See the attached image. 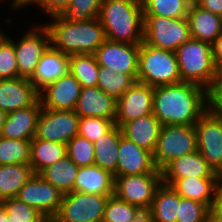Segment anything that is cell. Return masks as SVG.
<instances>
[{
  "label": "cell",
  "mask_w": 222,
  "mask_h": 222,
  "mask_svg": "<svg viewBox=\"0 0 222 222\" xmlns=\"http://www.w3.org/2000/svg\"><path fill=\"white\" fill-rule=\"evenodd\" d=\"M67 155L66 144L48 140L32 139L30 144V166L34 174H40L44 169Z\"/></svg>",
  "instance_id": "obj_27"
},
{
  "label": "cell",
  "mask_w": 222,
  "mask_h": 222,
  "mask_svg": "<svg viewBox=\"0 0 222 222\" xmlns=\"http://www.w3.org/2000/svg\"><path fill=\"white\" fill-rule=\"evenodd\" d=\"M209 108L208 91L194 83L154 87L153 114L161 125H195Z\"/></svg>",
  "instance_id": "obj_1"
},
{
  "label": "cell",
  "mask_w": 222,
  "mask_h": 222,
  "mask_svg": "<svg viewBox=\"0 0 222 222\" xmlns=\"http://www.w3.org/2000/svg\"><path fill=\"white\" fill-rule=\"evenodd\" d=\"M209 108L222 117V81H215L208 91Z\"/></svg>",
  "instance_id": "obj_43"
},
{
  "label": "cell",
  "mask_w": 222,
  "mask_h": 222,
  "mask_svg": "<svg viewBox=\"0 0 222 222\" xmlns=\"http://www.w3.org/2000/svg\"><path fill=\"white\" fill-rule=\"evenodd\" d=\"M141 210L115 195L109 196L102 222H131Z\"/></svg>",
  "instance_id": "obj_38"
},
{
  "label": "cell",
  "mask_w": 222,
  "mask_h": 222,
  "mask_svg": "<svg viewBox=\"0 0 222 222\" xmlns=\"http://www.w3.org/2000/svg\"><path fill=\"white\" fill-rule=\"evenodd\" d=\"M39 92L29 78L0 79V109L7 114L32 106Z\"/></svg>",
  "instance_id": "obj_18"
},
{
  "label": "cell",
  "mask_w": 222,
  "mask_h": 222,
  "mask_svg": "<svg viewBox=\"0 0 222 222\" xmlns=\"http://www.w3.org/2000/svg\"><path fill=\"white\" fill-rule=\"evenodd\" d=\"M139 50L140 44L114 42L106 39L97 48L95 56L99 66L112 68L116 73H128L137 81Z\"/></svg>",
  "instance_id": "obj_14"
},
{
  "label": "cell",
  "mask_w": 222,
  "mask_h": 222,
  "mask_svg": "<svg viewBox=\"0 0 222 222\" xmlns=\"http://www.w3.org/2000/svg\"><path fill=\"white\" fill-rule=\"evenodd\" d=\"M81 89L78 80L68 72L45 87L39 93V98L45 109L75 110Z\"/></svg>",
  "instance_id": "obj_16"
},
{
  "label": "cell",
  "mask_w": 222,
  "mask_h": 222,
  "mask_svg": "<svg viewBox=\"0 0 222 222\" xmlns=\"http://www.w3.org/2000/svg\"><path fill=\"white\" fill-rule=\"evenodd\" d=\"M2 202L12 222H40L44 218L35 208L17 198L5 199Z\"/></svg>",
  "instance_id": "obj_41"
},
{
  "label": "cell",
  "mask_w": 222,
  "mask_h": 222,
  "mask_svg": "<svg viewBox=\"0 0 222 222\" xmlns=\"http://www.w3.org/2000/svg\"><path fill=\"white\" fill-rule=\"evenodd\" d=\"M180 195L163 182L157 188L150 213L153 222H176Z\"/></svg>",
  "instance_id": "obj_29"
},
{
  "label": "cell",
  "mask_w": 222,
  "mask_h": 222,
  "mask_svg": "<svg viewBox=\"0 0 222 222\" xmlns=\"http://www.w3.org/2000/svg\"><path fill=\"white\" fill-rule=\"evenodd\" d=\"M41 109L42 103L39 98L32 106L8 113L1 136L10 139L32 140L36 134Z\"/></svg>",
  "instance_id": "obj_19"
},
{
  "label": "cell",
  "mask_w": 222,
  "mask_h": 222,
  "mask_svg": "<svg viewBox=\"0 0 222 222\" xmlns=\"http://www.w3.org/2000/svg\"><path fill=\"white\" fill-rule=\"evenodd\" d=\"M12 1V6L11 8H17L19 9L20 7L22 8V6H28L29 4H37V6H40L41 8V4H42V0H11Z\"/></svg>",
  "instance_id": "obj_48"
},
{
  "label": "cell",
  "mask_w": 222,
  "mask_h": 222,
  "mask_svg": "<svg viewBox=\"0 0 222 222\" xmlns=\"http://www.w3.org/2000/svg\"><path fill=\"white\" fill-rule=\"evenodd\" d=\"M63 195L39 174H34L19 190L16 198L35 208L44 217H55L60 209Z\"/></svg>",
  "instance_id": "obj_13"
},
{
  "label": "cell",
  "mask_w": 222,
  "mask_h": 222,
  "mask_svg": "<svg viewBox=\"0 0 222 222\" xmlns=\"http://www.w3.org/2000/svg\"><path fill=\"white\" fill-rule=\"evenodd\" d=\"M0 222H12L7 215L5 206L2 201H0Z\"/></svg>",
  "instance_id": "obj_50"
},
{
  "label": "cell",
  "mask_w": 222,
  "mask_h": 222,
  "mask_svg": "<svg viewBox=\"0 0 222 222\" xmlns=\"http://www.w3.org/2000/svg\"><path fill=\"white\" fill-rule=\"evenodd\" d=\"M12 38L7 37L0 45V79L19 77Z\"/></svg>",
  "instance_id": "obj_42"
},
{
  "label": "cell",
  "mask_w": 222,
  "mask_h": 222,
  "mask_svg": "<svg viewBox=\"0 0 222 222\" xmlns=\"http://www.w3.org/2000/svg\"><path fill=\"white\" fill-rule=\"evenodd\" d=\"M122 130L116 124L94 144L95 165L114 174L117 170Z\"/></svg>",
  "instance_id": "obj_28"
},
{
  "label": "cell",
  "mask_w": 222,
  "mask_h": 222,
  "mask_svg": "<svg viewBox=\"0 0 222 222\" xmlns=\"http://www.w3.org/2000/svg\"><path fill=\"white\" fill-rule=\"evenodd\" d=\"M195 3L202 9L222 17V0H196Z\"/></svg>",
  "instance_id": "obj_46"
},
{
  "label": "cell",
  "mask_w": 222,
  "mask_h": 222,
  "mask_svg": "<svg viewBox=\"0 0 222 222\" xmlns=\"http://www.w3.org/2000/svg\"><path fill=\"white\" fill-rule=\"evenodd\" d=\"M69 72V56L51 46L47 48L30 81L40 93L49 84Z\"/></svg>",
  "instance_id": "obj_22"
},
{
  "label": "cell",
  "mask_w": 222,
  "mask_h": 222,
  "mask_svg": "<svg viewBox=\"0 0 222 222\" xmlns=\"http://www.w3.org/2000/svg\"><path fill=\"white\" fill-rule=\"evenodd\" d=\"M40 222H58L55 217H44Z\"/></svg>",
  "instance_id": "obj_53"
},
{
  "label": "cell",
  "mask_w": 222,
  "mask_h": 222,
  "mask_svg": "<svg viewBox=\"0 0 222 222\" xmlns=\"http://www.w3.org/2000/svg\"><path fill=\"white\" fill-rule=\"evenodd\" d=\"M143 42L175 52L192 38L186 17L170 19L155 15H143Z\"/></svg>",
  "instance_id": "obj_6"
},
{
  "label": "cell",
  "mask_w": 222,
  "mask_h": 222,
  "mask_svg": "<svg viewBox=\"0 0 222 222\" xmlns=\"http://www.w3.org/2000/svg\"><path fill=\"white\" fill-rule=\"evenodd\" d=\"M78 170L79 167L66 155L39 175L65 194L74 191Z\"/></svg>",
  "instance_id": "obj_31"
},
{
  "label": "cell",
  "mask_w": 222,
  "mask_h": 222,
  "mask_svg": "<svg viewBox=\"0 0 222 222\" xmlns=\"http://www.w3.org/2000/svg\"><path fill=\"white\" fill-rule=\"evenodd\" d=\"M104 0H71L61 16L68 21H87L98 18Z\"/></svg>",
  "instance_id": "obj_37"
},
{
  "label": "cell",
  "mask_w": 222,
  "mask_h": 222,
  "mask_svg": "<svg viewBox=\"0 0 222 222\" xmlns=\"http://www.w3.org/2000/svg\"><path fill=\"white\" fill-rule=\"evenodd\" d=\"M69 72L82 88L98 86L99 65L95 54L69 55Z\"/></svg>",
  "instance_id": "obj_32"
},
{
  "label": "cell",
  "mask_w": 222,
  "mask_h": 222,
  "mask_svg": "<svg viewBox=\"0 0 222 222\" xmlns=\"http://www.w3.org/2000/svg\"><path fill=\"white\" fill-rule=\"evenodd\" d=\"M215 81H222V63L216 68Z\"/></svg>",
  "instance_id": "obj_52"
},
{
  "label": "cell",
  "mask_w": 222,
  "mask_h": 222,
  "mask_svg": "<svg viewBox=\"0 0 222 222\" xmlns=\"http://www.w3.org/2000/svg\"><path fill=\"white\" fill-rule=\"evenodd\" d=\"M106 39L114 42H143V4L141 0H104L98 16Z\"/></svg>",
  "instance_id": "obj_3"
},
{
  "label": "cell",
  "mask_w": 222,
  "mask_h": 222,
  "mask_svg": "<svg viewBox=\"0 0 222 222\" xmlns=\"http://www.w3.org/2000/svg\"><path fill=\"white\" fill-rule=\"evenodd\" d=\"M50 19L49 24H43L49 33L50 46L68 56L95 54L106 40L104 28L98 18L68 21L61 15H56Z\"/></svg>",
  "instance_id": "obj_2"
},
{
  "label": "cell",
  "mask_w": 222,
  "mask_h": 222,
  "mask_svg": "<svg viewBox=\"0 0 222 222\" xmlns=\"http://www.w3.org/2000/svg\"><path fill=\"white\" fill-rule=\"evenodd\" d=\"M161 126L160 121L152 113L125 123L121 130L126 138L154 154Z\"/></svg>",
  "instance_id": "obj_24"
},
{
  "label": "cell",
  "mask_w": 222,
  "mask_h": 222,
  "mask_svg": "<svg viewBox=\"0 0 222 222\" xmlns=\"http://www.w3.org/2000/svg\"><path fill=\"white\" fill-rule=\"evenodd\" d=\"M194 126L198 151L214 172L222 177V117L208 108Z\"/></svg>",
  "instance_id": "obj_10"
},
{
  "label": "cell",
  "mask_w": 222,
  "mask_h": 222,
  "mask_svg": "<svg viewBox=\"0 0 222 222\" xmlns=\"http://www.w3.org/2000/svg\"><path fill=\"white\" fill-rule=\"evenodd\" d=\"M67 156L78 166L95 164L94 144L80 135L72 138L67 144Z\"/></svg>",
  "instance_id": "obj_36"
},
{
  "label": "cell",
  "mask_w": 222,
  "mask_h": 222,
  "mask_svg": "<svg viewBox=\"0 0 222 222\" xmlns=\"http://www.w3.org/2000/svg\"><path fill=\"white\" fill-rule=\"evenodd\" d=\"M182 82L202 86L209 91L216 79L212 44L191 38L176 51Z\"/></svg>",
  "instance_id": "obj_4"
},
{
  "label": "cell",
  "mask_w": 222,
  "mask_h": 222,
  "mask_svg": "<svg viewBox=\"0 0 222 222\" xmlns=\"http://www.w3.org/2000/svg\"><path fill=\"white\" fill-rule=\"evenodd\" d=\"M33 175L29 164L0 165V201L16 198Z\"/></svg>",
  "instance_id": "obj_30"
},
{
  "label": "cell",
  "mask_w": 222,
  "mask_h": 222,
  "mask_svg": "<svg viewBox=\"0 0 222 222\" xmlns=\"http://www.w3.org/2000/svg\"><path fill=\"white\" fill-rule=\"evenodd\" d=\"M161 177L162 179L221 178L198 150L171 160L161 170Z\"/></svg>",
  "instance_id": "obj_21"
},
{
  "label": "cell",
  "mask_w": 222,
  "mask_h": 222,
  "mask_svg": "<svg viewBox=\"0 0 222 222\" xmlns=\"http://www.w3.org/2000/svg\"><path fill=\"white\" fill-rule=\"evenodd\" d=\"M161 173L153 159V154L139 146L123 134L120 138L117 170L113 176Z\"/></svg>",
  "instance_id": "obj_17"
},
{
  "label": "cell",
  "mask_w": 222,
  "mask_h": 222,
  "mask_svg": "<svg viewBox=\"0 0 222 222\" xmlns=\"http://www.w3.org/2000/svg\"><path fill=\"white\" fill-rule=\"evenodd\" d=\"M220 179L186 177L181 179H162V182L170 185L182 198L200 202L210 209L215 189Z\"/></svg>",
  "instance_id": "obj_23"
},
{
  "label": "cell",
  "mask_w": 222,
  "mask_h": 222,
  "mask_svg": "<svg viewBox=\"0 0 222 222\" xmlns=\"http://www.w3.org/2000/svg\"><path fill=\"white\" fill-rule=\"evenodd\" d=\"M154 87L136 81L117 100L115 124L120 128L127 122L153 113Z\"/></svg>",
  "instance_id": "obj_15"
},
{
  "label": "cell",
  "mask_w": 222,
  "mask_h": 222,
  "mask_svg": "<svg viewBox=\"0 0 222 222\" xmlns=\"http://www.w3.org/2000/svg\"><path fill=\"white\" fill-rule=\"evenodd\" d=\"M114 125L115 122L110 119L99 117H79L78 135L85 137L92 143H95Z\"/></svg>",
  "instance_id": "obj_40"
},
{
  "label": "cell",
  "mask_w": 222,
  "mask_h": 222,
  "mask_svg": "<svg viewBox=\"0 0 222 222\" xmlns=\"http://www.w3.org/2000/svg\"><path fill=\"white\" fill-rule=\"evenodd\" d=\"M109 196L112 195L65 193L55 218L58 222H102Z\"/></svg>",
  "instance_id": "obj_8"
},
{
  "label": "cell",
  "mask_w": 222,
  "mask_h": 222,
  "mask_svg": "<svg viewBox=\"0 0 222 222\" xmlns=\"http://www.w3.org/2000/svg\"><path fill=\"white\" fill-rule=\"evenodd\" d=\"M192 38L212 44L222 33V17L192 2L186 16Z\"/></svg>",
  "instance_id": "obj_25"
},
{
  "label": "cell",
  "mask_w": 222,
  "mask_h": 222,
  "mask_svg": "<svg viewBox=\"0 0 222 222\" xmlns=\"http://www.w3.org/2000/svg\"><path fill=\"white\" fill-rule=\"evenodd\" d=\"M75 112L79 117H99L115 122L117 100L98 86L85 87L81 89Z\"/></svg>",
  "instance_id": "obj_20"
},
{
  "label": "cell",
  "mask_w": 222,
  "mask_h": 222,
  "mask_svg": "<svg viewBox=\"0 0 222 222\" xmlns=\"http://www.w3.org/2000/svg\"><path fill=\"white\" fill-rule=\"evenodd\" d=\"M136 80L128 73H116L112 68L99 66L98 87L118 100Z\"/></svg>",
  "instance_id": "obj_33"
},
{
  "label": "cell",
  "mask_w": 222,
  "mask_h": 222,
  "mask_svg": "<svg viewBox=\"0 0 222 222\" xmlns=\"http://www.w3.org/2000/svg\"><path fill=\"white\" fill-rule=\"evenodd\" d=\"M131 222H153L149 210H141Z\"/></svg>",
  "instance_id": "obj_49"
},
{
  "label": "cell",
  "mask_w": 222,
  "mask_h": 222,
  "mask_svg": "<svg viewBox=\"0 0 222 222\" xmlns=\"http://www.w3.org/2000/svg\"><path fill=\"white\" fill-rule=\"evenodd\" d=\"M34 27L22 35L14 44L19 77L31 78L36 71L40 58L50 46L49 33L44 26Z\"/></svg>",
  "instance_id": "obj_12"
},
{
  "label": "cell",
  "mask_w": 222,
  "mask_h": 222,
  "mask_svg": "<svg viewBox=\"0 0 222 222\" xmlns=\"http://www.w3.org/2000/svg\"><path fill=\"white\" fill-rule=\"evenodd\" d=\"M143 15H155L170 19L186 17L190 0H141Z\"/></svg>",
  "instance_id": "obj_34"
},
{
  "label": "cell",
  "mask_w": 222,
  "mask_h": 222,
  "mask_svg": "<svg viewBox=\"0 0 222 222\" xmlns=\"http://www.w3.org/2000/svg\"><path fill=\"white\" fill-rule=\"evenodd\" d=\"M7 38V36L5 35V33H2V30L0 31V45L2 44V42Z\"/></svg>",
  "instance_id": "obj_54"
},
{
  "label": "cell",
  "mask_w": 222,
  "mask_h": 222,
  "mask_svg": "<svg viewBox=\"0 0 222 222\" xmlns=\"http://www.w3.org/2000/svg\"><path fill=\"white\" fill-rule=\"evenodd\" d=\"M79 116L75 110H50L42 107L33 139L67 144L78 135Z\"/></svg>",
  "instance_id": "obj_11"
},
{
  "label": "cell",
  "mask_w": 222,
  "mask_h": 222,
  "mask_svg": "<svg viewBox=\"0 0 222 222\" xmlns=\"http://www.w3.org/2000/svg\"><path fill=\"white\" fill-rule=\"evenodd\" d=\"M176 222H211L210 209L205 204L180 196Z\"/></svg>",
  "instance_id": "obj_39"
},
{
  "label": "cell",
  "mask_w": 222,
  "mask_h": 222,
  "mask_svg": "<svg viewBox=\"0 0 222 222\" xmlns=\"http://www.w3.org/2000/svg\"><path fill=\"white\" fill-rule=\"evenodd\" d=\"M197 150L194 125H163L153 154L154 163L162 170L171 160Z\"/></svg>",
  "instance_id": "obj_7"
},
{
  "label": "cell",
  "mask_w": 222,
  "mask_h": 222,
  "mask_svg": "<svg viewBox=\"0 0 222 222\" xmlns=\"http://www.w3.org/2000/svg\"><path fill=\"white\" fill-rule=\"evenodd\" d=\"M161 173L114 176V195L140 210H150Z\"/></svg>",
  "instance_id": "obj_9"
},
{
  "label": "cell",
  "mask_w": 222,
  "mask_h": 222,
  "mask_svg": "<svg viewBox=\"0 0 222 222\" xmlns=\"http://www.w3.org/2000/svg\"><path fill=\"white\" fill-rule=\"evenodd\" d=\"M74 191L98 195H114V176L98 165L79 167Z\"/></svg>",
  "instance_id": "obj_26"
},
{
  "label": "cell",
  "mask_w": 222,
  "mask_h": 222,
  "mask_svg": "<svg viewBox=\"0 0 222 222\" xmlns=\"http://www.w3.org/2000/svg\"><path fill=\"white\" fill-rule=\"evenodd\" d=\"M71 0H42L41 8L49 16L61 15Z\"/></svg>",
  "instance_id": "obj_45"
},
{
  "label": "cell",
  "mask_w": 222,
  "mask_h": 222,
  "mask_svg": "<svg viewBox=\"0 0 222 222\" xmlns=\"http://www.w3.org/2000/svg\"><path fill=\"white\" fill-rule=\"evenodd\" d=\"M210 221L222 222V177L215 189L213 203L210 208Z\"/></svg>",
  "instance_id": "obj_44"
},
{
  "label": "cell",
  "mask_w": 222,
  "mask_h": 222,
  "mask_svg": "<svg viewBox=\"0 0 222 222\" xmlns=\"http://www.w3.org/2000/svg\"><path fill=\"white\" fill-rule=\"evenodd\" d=\"M31 140L0 136V165L29 164Z\"/></svg>",
  "instance_id": "obj_35"
},
{
  "label": "cell",
  "mask_w": 222,
  "mask_h": 222,
  "mask_svg": "<svg viewBox=\"0 0 222 222\" xmlns=\"http://www.w3.org/2000/svg\"><path fill=\"white\" fill-rule=\"evenodd\" d=\"M6 116L7 113L0 109V136H1L2 127L5 123Z\"/></svg>",
  "instance_id": "obj_51"
},
{
  "label": "cell",
  "mask_w": 222,
  "mask_h": 222,
  "mask_svg": "<svg viewBox=\"0 0 222 222\" xmlns=\"http://www.w3.org/2000/svg\"><path fill=\"white\" fill-rule=\"evenodd\" d=\"M137 81L151 87L181 83L176 53L142 42L138 56Z\"/></svg>",
  "instance_id": "obj_5"
},
{
  "label": "cell",
  "mask_w": 222,
  "mask_h": 222,
  "mask_svg": "<svg viewBox=\"0 0 222 222\" xmlns=\"http://www.w3.org/2000/svg\"><path fill=\"white\" fill-rule=\"evenodd\" d=\"M212 55L217 68L222 63V33L212 43Z\"/></svg>",
  "instance_id": "obj_47"
}]
</instances>
